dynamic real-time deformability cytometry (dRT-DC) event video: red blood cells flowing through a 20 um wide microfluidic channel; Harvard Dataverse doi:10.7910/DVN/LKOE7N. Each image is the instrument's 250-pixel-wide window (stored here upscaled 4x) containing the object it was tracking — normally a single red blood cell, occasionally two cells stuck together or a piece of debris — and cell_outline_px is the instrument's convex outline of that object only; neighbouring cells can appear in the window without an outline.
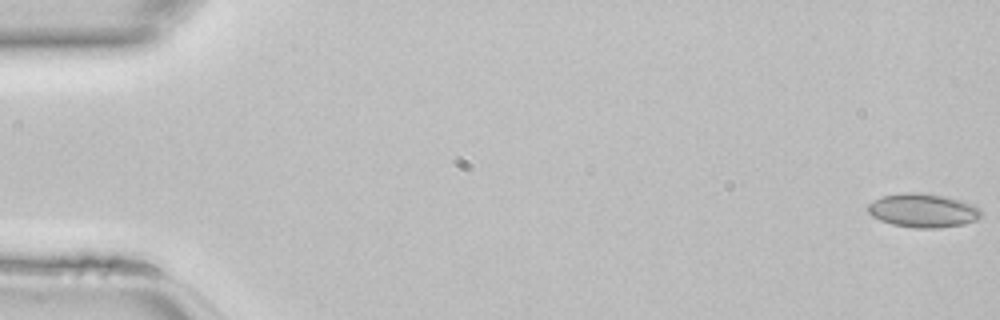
{"species": "common noctule bat (a hibernating species)", "species_latin": "Nyctalus noctula", "temperature_condition": "room temperature", "stored_images_in_passage": 46, "camera_frame_rate_fps": 3000, "um_per_image_px": 0.085, "animal": {"sex": "female", "body_mass_g": 22.7, "forearm_length_mm": 54.2}, "frame": {"image": 1, "passage_image": 1, "time_ms": 0.0, "image_size_px": [1000, 320], "cell_outline_px": [[984, 216], [976, 220], [964, 224], [936, 228], [916, 228], [892, 224], [880, 220], [872, 216], [868, 212], [868, 204], [872, 200], [884, 196], [904, 192], [920, 192], [944, 196], [976, 204], [980, 208]], "centroid_in_image_um": [78.49, 17.88], "position_along_channel_um": 6.5, "area_um2": 22.54}}
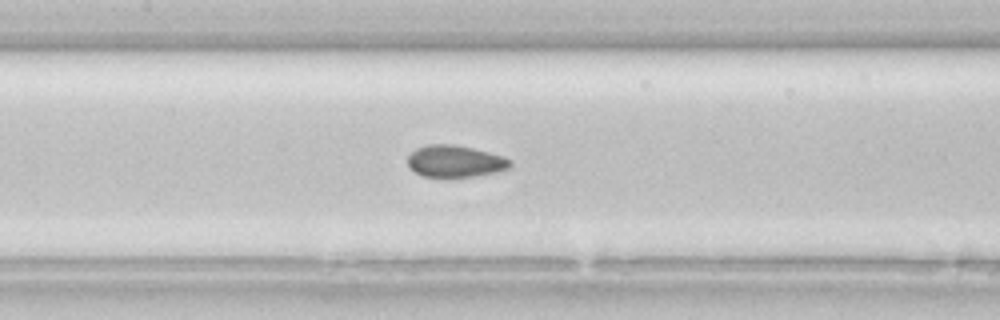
{"frame": {"image": 2, "passage_image": 22, "time_ms": 7.0, "image_size_px": [1000, 320], "cell_outline_px": [[512, 164], [508, 168], [496, 172], [472, 176], [420, 176], [408, 168], [408, 156], [416, 148], [428, 144], [452, 144], [472, 148], [504, 156], [512, 160]], "centroid_in_image_um": [38.66, 13.7], "position_along_channel_um": 168.7, "area_um2": 18.96}}
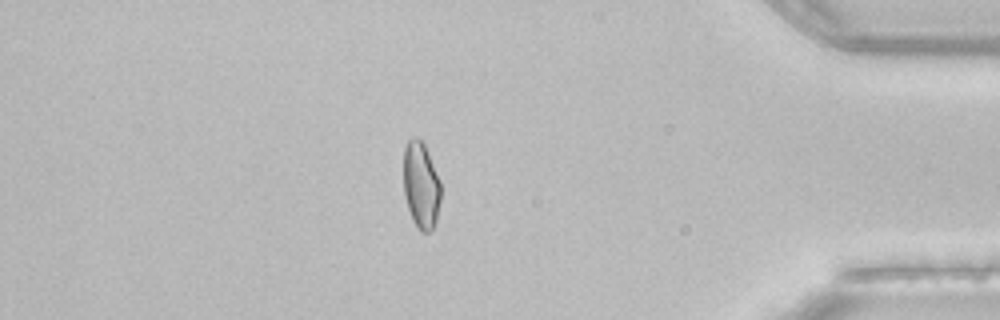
{"frame": {"image": 3, "passage_image": 40, "time_ms": 13.0, "image_size_px": [1000, 320], "cell_outline_px": [[440, 200], [436, 220], [432, 228], [428, 232], [420, 232], [412, 220], [404, 196], [404, 148], [408, 140], [412, 136], [416, 136], [424, 144], [440, 180]], "centroid_in_image_um": [35.77, 15.74], "position_along_channel_um": 399.4, "area_um2": 18.79}}